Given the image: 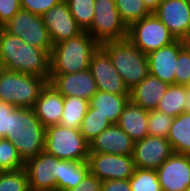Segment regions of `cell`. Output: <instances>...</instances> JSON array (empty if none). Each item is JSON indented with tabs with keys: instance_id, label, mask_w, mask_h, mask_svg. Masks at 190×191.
I'll return each mask as SVG.
<instances>
[{
	"instance_id": "6da1fadb",
	"label": "cell",
	"mask_w": 190,
	"mask_h": 191,
	"mask_svg": "<svg viewBox=\"0 0 190 191\" xmlns=\"http://www.w3.org/2000/svg\"><path fill=\"white\" fill-rule=\"evenodd\" d=\"M0 68L36 75L49 82L50 54L0 27Z\"/></svg>"
},
{
	"instance_id": "7a4b0ae2",
	"label": "cell",
	"mask_w": 190,
	"mask_h": 191,
	"mask_svg": "<svg viewBox=\"0 0 190 191\" xmlns=\"http://www.w3.org/2000/svg\"><path fill=\"white\" fill-rule=\"evenodd\" d=\"M45 137L46 127L33 108L16 107L10 113V132L4 139L13 143L24 162L44 151Z\"/></svg>"
},
{
	"instance_id": "3957f363",
	"label": "cell",
	"mask_w": 190,
	"mask_h": 191,
	"mask_svg": "<svg viewBox=\"0 0 190 191\" xmlns=\"http://www.w3.org/2000/svg\"><path fill=\"white\" fill-rule=\"evenodd\" d=\"M100 44L87 32L53 45L50 74L77 73L89 69L91 56Z\"/></svg>"
},
{
	"instance_id": "277c9868",
	"label": "cell",
	"mask_w": 190,
	"mask_h": 191,
	"mask_svg": "<svg viewBox=\"0 0 190 191\" xmlns=\"http://www.w3.org/2000/svg\"><path fill=\"white\" fill-rule=\"evenodd\" d=\"M100 46L110 56L114 67L129 90L138 85L149 74L147 54L143 53L127 38L106 41Z\"/></svg>"
},
{
	"instance_id": "5b68a950",
	"label": "cell",
	"mask_w": 190,
	"mask_h": 191,
	"mask_svg": "<svg viewBox=\"0 0 190 191\" xmlns=\"http://www.w3.org/2000/svg\"><path fill=\"white\" fill-rule=\"evenodd\" d=\"M46 83L36 75L0 68V101L18 108H33Z\"/></svg>"
},
{
	"instance_id": "8992f818",
	"label": "cell",
	"mask_w": 190,
	"mask_h": 191,
	"mask_svg": "<svg viewBox=\"0 0 190 191\" xmlns=\"http://www.w3.org/2000/svg\"><path fill=\"white\" fill-rule=\"evenodd\" d=\"M44 151L60 160L88 161L89 143L79 129L51 125L46 127Z\"/></svg>"
},
{
	"instance_id": "52a82bcc",
	"label": "cell",
	"mask_w": 190,
	"mask_h": 191,
	"mask_svg": "<svg viewBox=\"0 0 190 191\" xmlns=\"http://www.w3.org/2000/svg\"><path fill=\"white\" fill-rule=\"evenodd\" d=\"M87 32L99 44L127 38L128 27L120 17L115 0H95L94 17Z\"/></svg>"
},
{
	"instance_id": "ba28073f",
	"label": "cell",
	"mask_w": 190,
	"mask_h": 191,
	"mask_svg": "<svg viewBox=\"0 0 190 191\" xmlns=\"http://www.w3.org/2000/svg\"><path fill=\"white\" fill-rule=\"evenodd\" d=\"M127 39L146 54L176 40L167 26L153 13L131 24Z\"/></svg>"
},
{
	"instance_id": "9c48e42d",
	"label": "cell",
	"mask_w": 190,
	"mask_h": 191,
	"mask_svg": "<svg viewBox=\"0 0 190 191\" xmlns=\"http://www.w3.org/2000/svg\"><path fill=\"white\" fill-rule=\"evenodd\" d=\"M2 27L7 32L20 37L27 44L44 49L51 55L53 44L42 16L20 9Z\"/></svg>"
},
{
	"instance_id": "30bf717a",
	"label": "cell",
	"mask_w": 190,
	"mask_h": 191,
	"mask_svg": "<svg viewBox=\"0 0 190 191\" xmlns=\"http://www.w3.org/2000/svg\"><path fill=\"white\" fill-rule=\"evenodd\" d=\"M88 163L100 181L129 179L135 169L132 155L89 152Z\"/></svg>"
},
{
	"instance_id": "8fae6325",
	"label": "cell",
	"mask_w": 190,
	"mask_h": 191,
	"mask_svg": "<svg viewBox=\"0 0 190 191\" xmlns=\"http://www.w3.org/2000/svg\"><path fill=\"white\" fill-rule=\"evenodd\" d=\"M89 69L99 91L116 95H129V89L114 67L110 56L101 46L92 54Z\"/></svg>"
},
{
	"instance_id": "7c38bea8",
	"label": "cell",
	"mask_w": 190,
	"mask_h": 191,
	"mask_svg": "<svg viewBox=\"0 0 190 191\" xmlns=\"http://www.w3.org/2000/svg\"><path fill=\"white\" fill-rule=\"evenodd\" d=\"M30 191H56L58 158L45 151L25 161Z\"/></svg>"
},
{
	"instance_id": "4fadbf2b",
	"label": "cell",
	"mask_w": 190,
	"mask_h": 191,
	"mask_svg": "<svg viewBox=\"0 0 190 191\" xmlns=\"http://www.w3.org/2000/svg\"><path fill=\"white\" fill-rule=\"evenodd\" d=\"M172 154L173 150L167 138L147 135L135 141L132 156L136 168L156 170Z\"/></svg>"
},
{
	"instance_id": "5bb4252c",
	"label": "cell",
	"mask_w": 190,
	"mask_h": 191,
	"mask_svg": "<svg viewBox=\"0 0 190 191\" xmlns=\"http://www.w3.org/2000/svg\"><path fill=\"white\" fill-rule=\"evenodd\" d=\"M153 14L169 29L175 39H190V4L185 0H163Z\"/></svg>"
},
{
	"instance_id": "9a60e30c",
	"label": "cell",
	"mask_w": 190,
	"mask_h": 191,
	"mask_svg": "<svg viewBox=\"0 0 190 191\" xmlns=\"http://www.w3.org/2000/svg\"><path fill=\"white\" fill-rule=\"evenodd\" d=\"M156 173L162 191H187L190 188V155L173 153Z\"/></svg>"
},
{
	"instance_id": "2e32d148",
	"label": "cell",
	"mask_w": 190,
	"mask_h": 191,
	"mask_svg": "<svg viewBox=\"0 0 190 191\" xmlns=\"http://www.w3.org/2000/svg\"><path fill=\"white\" fill-rule=\"evenodd\" d=\"M42 19L53 45L76 37L83 32L73 18L65 0L44 13Z\"/></svg>"
},
{
	"instance_id": "e0dca14e",
	"label": "cell",
	"mask_w": 190,
	"mask_h": 191,
	"mask_svg": "<svg viewBox=\"0 0 190 191\" xmlns=\"http://www.w3.org/2000/svg\"><path fill=\"white\" fill-rule=\"evenodd\" d=\"M49 83L63 97L77 96L90 101L98 91L96 81L90 69L68 74H50Z\"/></svg>"
},
{
	"instance_id": "ac0fdd59",
	"label": "cell",
	"mask_w": 190,
	"mask_h": 191,
	"mask_svg": "<svg viewBox=\"0 0 190 191\" xmlns=\"http://www.w3.org/2000/svg\"><path fill=\"white\" fill-rule=\"evenodd\" d=\"M187 44L176 39L173 43L163 46L147 54L149 74L161 79L169 85H175L176 61L179 51Z\"/></svg>"
},
{
	"instance_id": "d6986e66",
	"label": "cell",
	"mask_w": 190,
	"mask_h": 191,
	"mask_svg": "<svg viewBox=\"0 0 190 191\" xmlns=\"http://www.w3.org/2000/svg\"><path fill=\"white\" fill-rule=\"evenodd\" d=\"M134 143L117 124H112L89 143V152L133 155Z\"/></svg>"
},
{
	"instance_id": "ffe728a7",
	"label": "cell",
	"mask_w": 190,
	"mask_h": 191,
	"mask_svg": "<svg viewBox=\"0 0 190 191\" xmlns=\"http://www.w3.org/2000/svg\"><path fill=\"white\" fill-rule=\"evenodd\" d=\"M64 97L49 82L42 88L33 107L36 117L44 127L61 122Z\"/></svg>"
},
{
	"instance_id": "44dd1931",
	"label": "cell",
	"mask_w": 190,
	"mask_h": 191,
	"mask_svg": "<svg viewBox=\"0 0 190 191\" xmlns=\"http://www.w3.org/2000/svg\"><path fill=\"white\" fill-rule=\"evenodd\" d=\"M169 84L148 74L138 85L129 90V99L145 110H156Z\"/></svg>"
},
{
	"instance_id": "7402d4cb",
	"label": "cell",
	"mask_w": 190,
	"mask_h": 191,
	"mask_svg": "<svg viewBox=\"0 0 190 191\" xmlns=\"http://www.w3.org/2000/svg\"><path fill=\"white\" fill-rule=\"evenodd\" d=\"M148 120L149 111L129 100L123 108L117 125L134 141H138L148 135Z\"/></svg>"
},
{
	"instance_id": "603a6c76",
	"label": "cell",
	"mask_w": 190,
	"mask_h": 191,
	"mask_svg": "<svg viewBox=\"0 0 190 191\" xmlns=\"http://www.w3.org/2000/svg\"><path fill=\"white\" fill-rule=\"evenodd\" d=\"M129 100V95H116L98 90L90 99L89 105L95 108L96 112L108 117L113 124H117Z\"/></svg>"
},
{
	"instance_id": "cb8c5ba5",
	"label": "cell",
	"mask_w": 190,
	"mask_h": 191,
	"mask_svg": "<svg viewBox=\"0 0 190 191\" xmlns=\"http://www.w3.org/2000/svg\"><path fill=\"white\" fill-rule=\"evenodd\" d=\"M90 172L88 161H71L58 159L56 191L75 188Z\"/></svg>"
},
{
	"instance_id": "d4e9b609",
	"label": "cell",
	"mask_w": 190,
	"mask_h": 191,
	"mask_svg": "<svg viewBox=\"0 0 190 191\" xmlns=\"http://www.w3.org/2000/svg\"><path fill=\"white\" fill-rule=\"evenodd\" d=\"M167 139L173 153L190 155V112L174 117Z\"/></svg>"
},
{
	"instance_id": "484cf974",
	"label": "cell",
	"mask_w": 190,
	"mask_h": 191,
	"mask_svg": "<svg viewBox=\"0 0 190 191\" xmlns=\"http://www.w3.org/2000/svg\"><path fill=\"white\" fill-rule=\"evenodd\" d=\"M89 107V101L77 96L64 97L60 125L70 129H80L81 122Z\"/></svg>"
},
{
	"instance_id": "4316f807",
	"label": "cell",
	"mask_w": 190,
	"mask_h": 191,
	"mask_svg": "<svg viewBox=\"0 0 190 191\" xmlns=\"http://www.w3.org/2000/svg\"><path fill=\"white\" fill-rule=\"evenodd\" d=\"M186 85H169L156 110L176 117L185 111Z\"/></svg>"
},
{
	"instance_id": "83f0119b",
	"label": "cell",
	"mask_w": 190,
	"mask_h": 191,
	"mask_svg": "<svg viewBox=\"0 0 190 191\" xmlns=\"http://www.w3.org/2000/svg\"><path fill=\"white\" fill-rule=\"evenodd\" d=\"M113 123L90 105L80 125V132L88 143Z\"/></svg>"
},
{
	"instance_id": "f1b7e54d",
	"label": "cell",
	"mask_w": 190,
	"mask_h": 191,
	"mask_svg": "<svg viewBox=\"0 0 190 191\" xmlns=\"http://www.w3.org/2000/svg\"><path fill=\"white\" fill-rule=\"evenodd\" d=\"M122 21L129 27L136 21L152 14L143 0H115Z\"/></svg>"
},
{
	"instance_id": "f546056e",
	"label": "cell",
	"mask_w": 190,
	"mask_h": 191,
	"mask_svg": "<svg viewBox=\"0 0 190 191\" xmlns=\"http://www.w3.org/2000/svg\"><path fill=\"white\" fill-rule=\"evenodd\" d=\"M132 191H162L155 169H134L129 178Z\"/></svg>"
},
{
	"instance_id": "4dcf8cb0",
	"label": "cell",
	"mask_w": 190,
	"mask_h": 191,
	"mask_svg": "<svg viewBox=\"0 0 190 191\" xmlns=\"http://www.w3.org/2000/svg\"><path fill=\"white\" fill-rule=\"evenodd\" d=\"M78 26L87 31L94 17L95 0H65Z\"/></svg>"
},
{
	"instance_id": "1f68e13d",
	"label": "cell",
	"mask_w": 190,
	"mask_h": 191,
	"mask_svg": "<svg viewBox=\"0 0 190 191\" xmlns=\"http://www.w3.org/2000/svg\"><path fill=\"white\" fill-rule=\"evenodd\" d=\"M0 191H30L25 168L1 171Z\"/></svg>"
},
{
	"instance_id": "d6a6232c",
	"label": "cell",
	"mask_w": 190,
	"mask_h": 191,
	"mask_svg": "<svg viewBox=\"0 0 190 191\" xmlns=\"http://www.w3.org/2000/svg\"><path fill=\"white\" fill-rule=\"evenodd\" d=\"M24 163L13 143L0 138V169L2 171L18 170L24 167Z\"/></svg>"
},
{
	"instance_id": "836d02e7",
	"label": "cell",
	"mask_w": 190,
	"mask_h": 191,
	"mask_svg": "<svg viewBox=\"0 0 190 191\" xmlns=\"http://www.w3.org/2000/svg\"><path fill=\"white\" fill-rule=\"evenodd\" d=\"M174 117L158 110L149 111L148 135L167 138Z\"/></svg>"
},
{
	"instance_id": "e575fe53",
	"label": "cell",
	"mask_w": 190,
	"mask_h": 191,
	"mask_svg": "<svg viewBox=\"0 0 190 191\" xmlns=\"http://www.w3.org/2000/svg\"><path fill=\"white\" fill-rule=\"evenodd\" d=\"M190 81V46L188 43L179 51L176 70L175 85H186Z\"/></svg>"
},
{
	"instance_id": "d590c367",
	"label": "cell",
	"mask_w": 190,
	"mask_h": 191,
	"mask_svg": "<svg viewBox=\"0 0 190 191\" xmlns=\"http://www.w3.org/2000/svg\"><path fill=\"white\" fill-rule=\"evenodd\" d=\"M63 0H20L21 9L42 16Z\"/></svg>"
},
{
	"instance_id": "8d00e7d4",
	"label": "cell",
	"mask_w": 190,
	"mask_h": 191,
	"mask_svg": "<svg viewBox=\"0 0 190 191\" xmlns=\"http://www.w3.org/2000/svg\"><path fill=\"white\" fill-rule=\"evenodd\" d=\"M21 9L20 0H0V27Z\"/></svg>"
},
{
	"instance_id": "74e56055",
	"label": "cell",
	"mask_w": 190,
	"mask_h": 191,
	"mask_svg": "<svg viewBox=\"0 0 190 191\" xmlns=\"http://www.w3.org/2000/svg\"><path fill=\"white\" fill-rule=\"evenodd\" d=\"M16 107L0 101V138H5L10 132V113Z\"/></svg>"
},
{
	"instance_id": "f35d334b",
	"label": "cell",
	"mask_w": 190,
	"mask_h": 191,
	"mask_svg": "<svg viewBox=\"0 0 190 191\" xmlns=\"http://www.w3.org/2000/svg\"><path fill=\"white\" fill-rule=\"evenodd\" d=\"M101 182L102 181L89 172L75 188L67 191H101Z\"/></svg>"
},
{
	"instance_id": "ab89813d",
	"label": "cell",
	"mask_w": 190,
	"mask_h": 191,
	"mask_svg": "<svg viewBox=\"0 0 190 191\" xmlns=\"http://www.w3.org/2000/svg\"><path fill=\"white\" fill-rule=\"evenodd\" d=\"M101 191H132V189L129 179H116L102 181Z\"/></svg>"
},
{
	"instance_id": "60d3db41",
	"label": "cell",
	"mask_w": 190,
	"mask_h": 191,
	"mask_svg": "<svg viewBox=\"0 0 190 191\" xmlns=\"http://www.w3.org/2000/svg\"><path fill=\"white\" fill-rule=\"evenodd\" d=\"M163 0H143L146 8L153 13Z\"/></svg>"
},
{
	"instance_id": "b9f144b4",
	"label": "cell",
	"mask_w": 190,
	"mask_h": 191,
	"mask_svg": "<svg viewBox=\"0 0 190 191\" xmlns=\"http://www.w3.org/2000/svg\"><path fill=\"white\" fill-rule=\"evenodd\" d=\"M185 112H190V90L189 89H187Z\"/></svg>"
},
{
	"instance_id": "7bdbcfd3",
	"label": "cell",
	"mask_w": 190,
	"mask_h": 191,
	"mask_svg": "<svg viewBox=\"0 0 190 191\" xmlns=\"http://www.w3.org/2000/svg\"><path fill=\"white\" fill-rule=\"evenodd\" d=\"M186 87L190 90V81L186 84Z\"/></svg>"
}]
</instances>
